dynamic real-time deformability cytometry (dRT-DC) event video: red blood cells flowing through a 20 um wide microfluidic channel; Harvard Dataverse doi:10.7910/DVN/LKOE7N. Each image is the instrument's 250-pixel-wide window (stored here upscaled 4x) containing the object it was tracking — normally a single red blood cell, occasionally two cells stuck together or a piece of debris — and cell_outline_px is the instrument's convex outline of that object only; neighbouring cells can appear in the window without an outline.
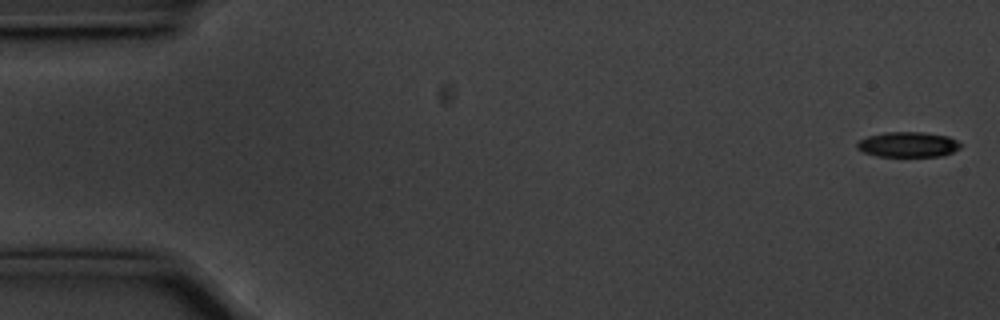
{"species": "common noctule bat (a hibernating species)", "species_latin": "Nyctalus noctula", "temperature_condition": "cold", "stored_images_in_passage": 10, "camera_frame_rate_fps": 3000, "um_per_image_px": 0.085, "animal": {"sex": "male", "body_mass_g": 20.1, "forearm_length_mm": 53.5}, "frame": {"image": 1, "passage_image": 2, "time_ms": 0.333, "image_size_px": [1000, 320], "cell_outline_px": [[960, 148], [944, 156], [876, 156], [864, 152], [856, 148], [856, 144], [860, 140], [868, 136], [884, 132], [920, 132], [948, 136], [956, 140], [960, 144]], "centroid_in_image_um": [77.17, 12.28], "position_along_channel_um": 7.8, "area_um2": 15.14}}